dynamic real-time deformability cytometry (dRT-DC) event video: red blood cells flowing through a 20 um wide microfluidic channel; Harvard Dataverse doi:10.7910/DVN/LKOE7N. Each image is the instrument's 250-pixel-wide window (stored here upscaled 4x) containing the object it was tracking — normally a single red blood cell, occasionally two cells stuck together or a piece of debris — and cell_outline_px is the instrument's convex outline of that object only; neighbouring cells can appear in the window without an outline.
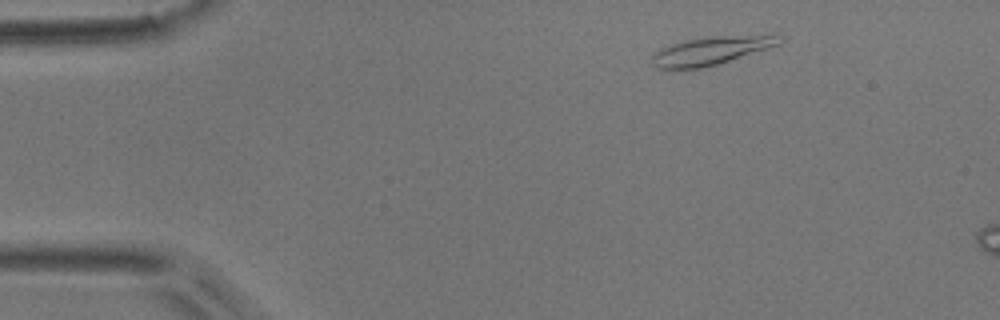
{"species": "common noctule bat (a hibernating species)", "species_latin": "Nyctalus noctula", "temperature_condition": "room temperature", "stored_images_in_passage": 3, "camera_frame_rate_fps": 3000, "um_per_image_px": 0.085, "animal": {"sex": "male", "body_mass_g": 17.9}, "frame": {"image": 1, "passage_image": 1, "time_ms": 0.0, "image_size_px": [1000, 320], "cell_outline_px": [[784, 40], [780, 44], [716, 64], [700, 68], [668, 72], [656, 68], [652, 64], [652, 56], [656, 52], [672, 44], [684, 40], [716, 36], [776, 36]], "centroid_in_image_um": [60.29, 4.36], "position_along_channel_um": 24.7, "area_um2": 20.63}}